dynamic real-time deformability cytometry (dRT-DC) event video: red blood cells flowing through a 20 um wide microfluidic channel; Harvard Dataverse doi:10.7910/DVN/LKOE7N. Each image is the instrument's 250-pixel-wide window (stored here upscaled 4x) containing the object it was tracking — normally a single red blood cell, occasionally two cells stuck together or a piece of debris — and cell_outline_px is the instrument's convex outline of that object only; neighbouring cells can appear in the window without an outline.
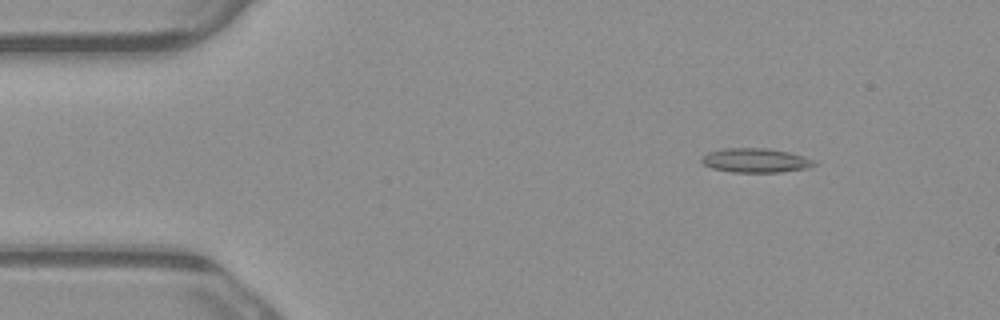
{"species": "common noctule bat (a hibernating species)", "species_latin": "Nyctalus noctula", "temperature_condition": "warm", "stored_images_in_passage": 6, "camera_frame_rate_fps": 3000, "um_per_image_px": 0.085, "animal": {"sex": "male", "body_mass_g": 23.1, "forearm_length_mm": 52.7}, "frame": {"image": 1, "passage_image": 2, "time_ms": 0.333, "image_size_px": [1000, 320], "cell_outline_px": [[816, 164], [808, 168], [780, 172], [732, 172], [712, 168], [704, 164], [700, 160], [708, 152], [724, 148], [768, 148], [788, 152], [812, 160]], "centroid_in_image_um": [64.19, 13.63], "position_along_channel_um": 20.8, "area_um2": 15.66}}
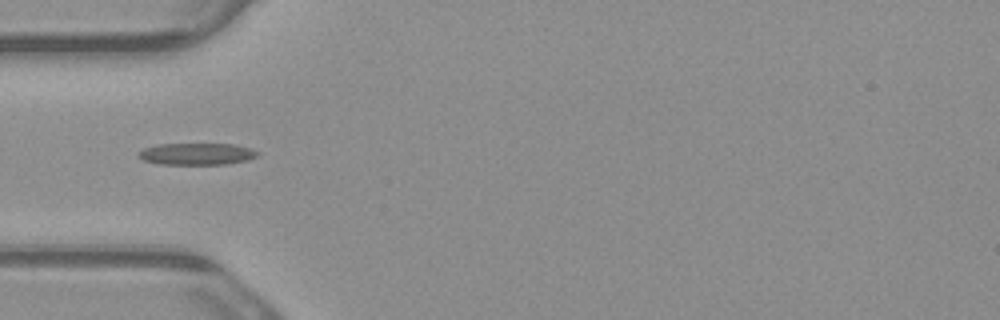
{"frame": {"image": 2, "passage_image": 5, "time_ms": 1.333, "image_size_px": [1000, 320], "cell_outline_px": [[260, 152], [256, 156], [248, 160], [224, 164], [160, 164], [144, 160], [136, 156], [144, 148], [156, 144], [232, 144], [252, 148]], "centroid_in_image_um": [16.73, 13.08], "position_along_channel_um": 68.3, "area_um2": 15.09}}
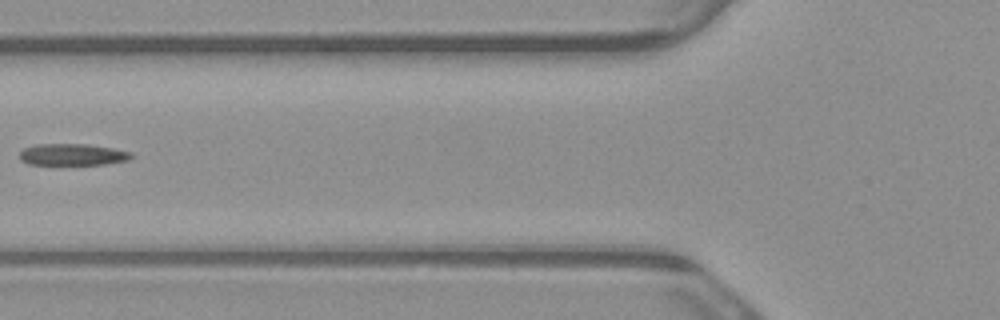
{"frame": {"image": 3, "passage_image": 6, "time_ms": 1.667, "image_size_px": [1000, 320], "cell_outline_px": [[132, 156], [128, 160], [104, 164], [28, 164], [20, 160], [20, 152], [24, 148], [36, 144], [88, 144], [116, 148], [132, 152]], "centroid_in_image_um": [6.18, 13.12], "position_along_channel_um": 119.6, "area_um2": 14.1}}